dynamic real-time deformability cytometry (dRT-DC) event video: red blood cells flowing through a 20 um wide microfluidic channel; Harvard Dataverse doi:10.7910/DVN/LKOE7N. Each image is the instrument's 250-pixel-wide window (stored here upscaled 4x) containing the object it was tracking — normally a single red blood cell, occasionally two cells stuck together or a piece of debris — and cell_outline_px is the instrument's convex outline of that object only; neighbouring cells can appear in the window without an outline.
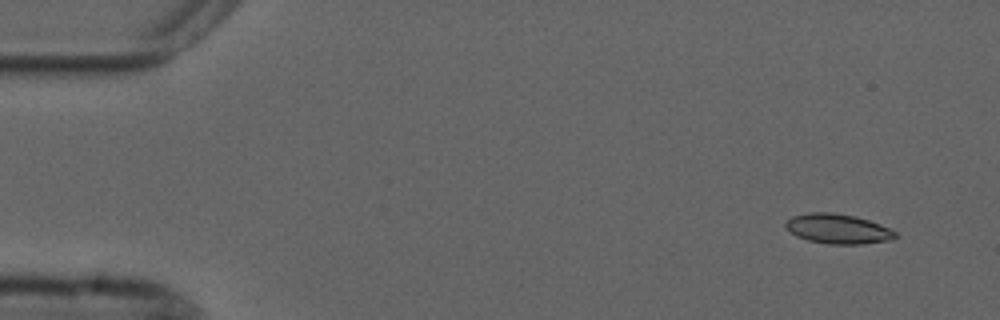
{"species": "common noctule bat (a hibernating species)", "species_latin": "Nyctalus noctula", "temperature_condition": "cold", "stored_images_in_passage": 52, "camera_frame_rate_fps": 3000, "um_per_image_px": 0.085, "animal": {"sex": "male", "forearm_length_mm": 52.5}, "frame": {"image": 1, "passage_image": 1, "time_ms": 0.0, "image_size_px": [1000, 320], "cell_outline_px": [[896, 236], [888, 240], [864, 244], [828, 244], [808, 240], [796, 236], [784, 224], [792, 216], [808, 212], [832, 212], [856, 216], [880, 224], [896, 232]], "centroid_in_image_um": [71.21, 19.44], "position_along_channel_um": 13.8, "area_um2": 18.9}}
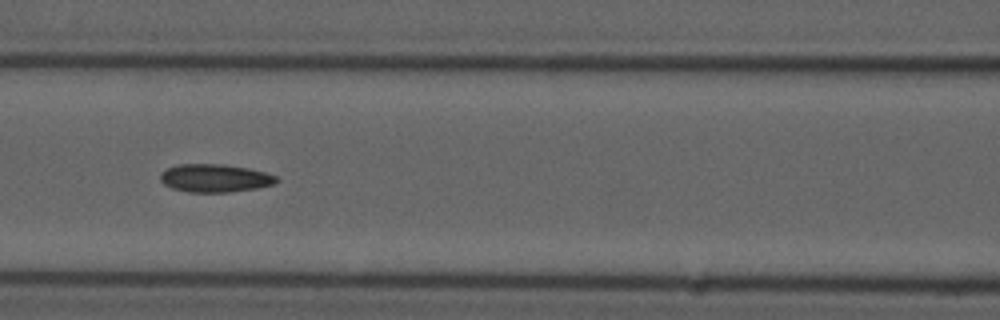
{"frame": {"image": 2, "passage_image": 21, "time_ms": 6.667, "image_size_px": [1000, 320], "cell_outline_px": [[280, 180], [276, 184], [256, 188], [228, 192], [188, 192], [172, 188], [164, 184], [160, 180], [160, 176], [168, 168], [176, 164], [224, 164], [248, 168], [264, 172], [276, 176]], "centroid_in_image_um": [18.29, 15.14], "position_along_channel_um": 148.3, "area_um2": 18.96}}
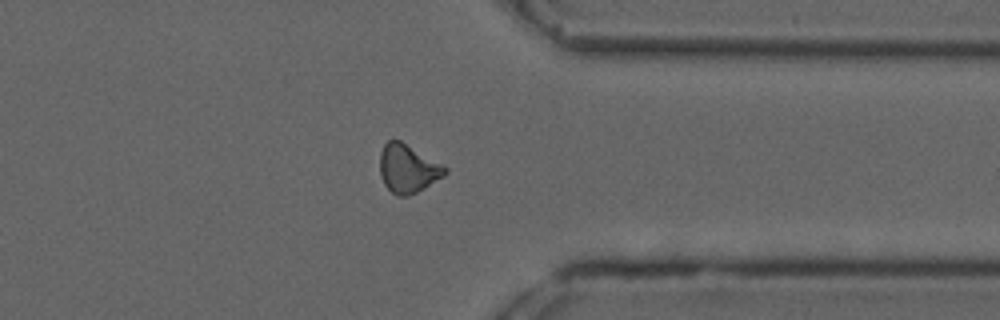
{"frame": {"image": 3, "passage_image": 40, "time_ms": 13.0, "image_size_px": [1000, 320], "cell_outline_px": [[448, 172], [444, 176], [424, 188], [408, 196], [396, 196], [384, 184], [380, 176], [380, 152], [384, 144], [388, 140], [400, 140], [448, 168]], "centroid_in_image_um": [34.65, 14.34], "position_along_channel_um": 376.7, "area_um2": 18.26}, "authors_computed_cell_mechanics": {"area_um2": 18.3515, "velocity_mm_per_s": 3.702, "shape_relaxation_time_tau1_ms": null, "shape_relaxation_time_tau2_ms": 4.6661, "deformation_change_tau1": null, "deformation_change_tau2": 0.125}}